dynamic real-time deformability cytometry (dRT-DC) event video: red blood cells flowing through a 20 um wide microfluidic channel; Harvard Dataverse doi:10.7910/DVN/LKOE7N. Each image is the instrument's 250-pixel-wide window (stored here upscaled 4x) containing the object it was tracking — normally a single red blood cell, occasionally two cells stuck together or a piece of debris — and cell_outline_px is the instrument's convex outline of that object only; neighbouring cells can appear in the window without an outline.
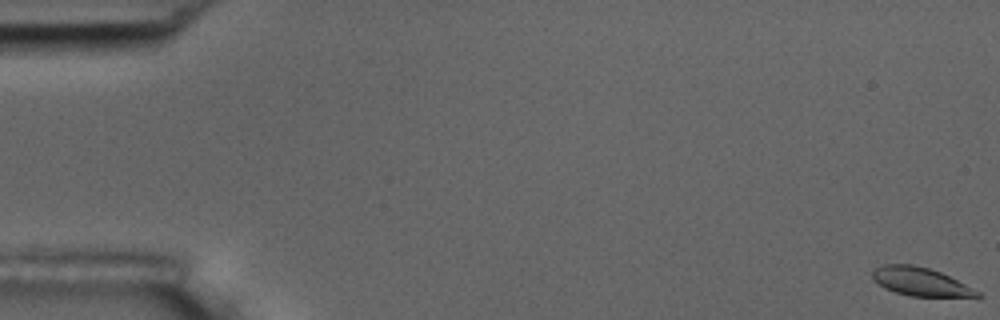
{"species": "common noctule bat (a hibernating species)", "species_latin": "Nyctalus noctula", "temperature_condition": "room temperature", "stored_images_in_passage": 15, "camera_frame_rate_fps": 3000, "um_per_image_px": 0.085, "animal": {"sex": "male", "body_mass_g": 17.5, "forearm_length_mm": 52.3}, "frame": {"image": 1, "passage_image": 1, "time_ms": 0.0, "image_size_px": [1000, 320], "cell_outline_px": [[980, 296], [912, 296], [896, 292], [884, 288], [872, 280], [872, 272], [876, 268], [884, 264], [912, 264], [928, 268], [940, 272], [980, 292]], "centroid_in_image_um": [78.16, 23.93], "position_along_channel_um": 6.8, "area_um2": 16.94}}